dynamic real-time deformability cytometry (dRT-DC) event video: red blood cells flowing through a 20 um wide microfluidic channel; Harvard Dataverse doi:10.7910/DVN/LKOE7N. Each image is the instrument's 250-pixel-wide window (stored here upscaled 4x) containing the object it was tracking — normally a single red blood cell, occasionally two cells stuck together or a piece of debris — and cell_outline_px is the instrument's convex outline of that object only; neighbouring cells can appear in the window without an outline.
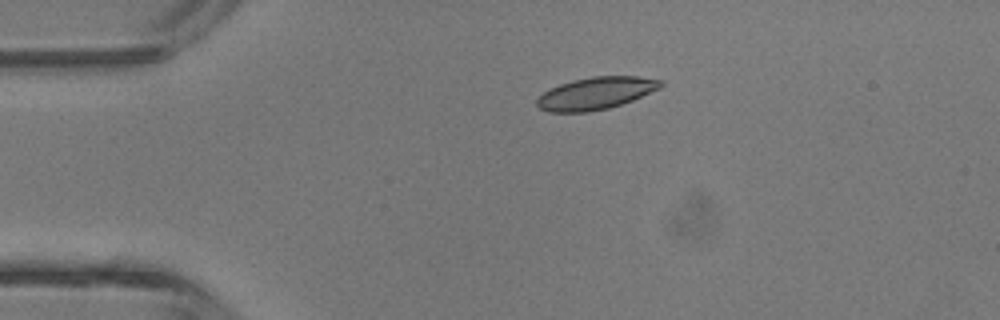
{"species": "common noctule bat (a hibernating species)", "species_latin": "Nyctalus noctula", "temperature_condition": "room temperature", "stored_images_in_passage": 5, "camera_frame_rate_fps": 3000, "um_per_image_px": 0.085, "animal": {"sex": "male", "body_mass_g": 13.3}, "frame": {"image": 1, "passage_image": 5, "time_ms": 4.667, "image_size_px": [1000, 320], "cell_outline_px": [[664, 84], [660, 88], [632, 100], [608, 108], [588, 112], [548, 112], [540, 108], [536, 104], [536, 100], [544, 92], [560, 84], [572, 80], [592, 76], [640, 76], [664, 80]], "centroid_in_image_um": [50.67, 7.92], "position_along_channel_um": 34.3, "area_um2": 23.24}}